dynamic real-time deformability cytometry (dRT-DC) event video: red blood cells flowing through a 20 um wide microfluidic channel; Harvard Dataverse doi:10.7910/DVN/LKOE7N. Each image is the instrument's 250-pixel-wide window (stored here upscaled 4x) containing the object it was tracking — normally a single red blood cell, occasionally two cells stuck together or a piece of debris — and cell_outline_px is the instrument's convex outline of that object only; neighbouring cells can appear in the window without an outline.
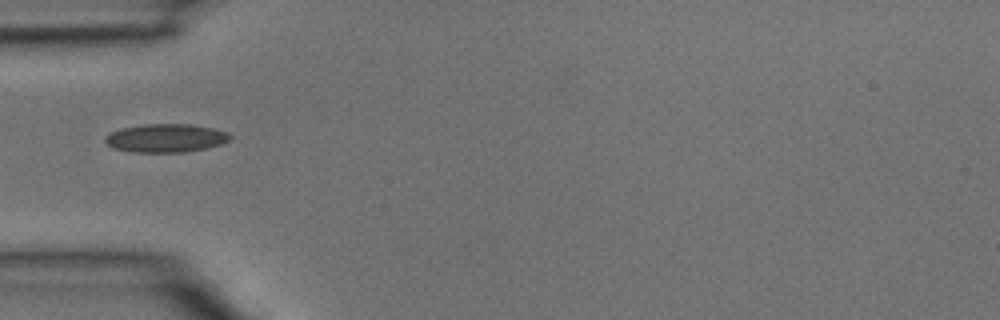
{"species": "common noctule bat (a hibernating species)", "species_latin": "Nyctalus noctula", "temperature_condition": "room temperature", "stored_images_in_passage": 2, "camera_frame_rate_fps": 3000, "um_per_image_px": 0.085, "animal": {"sex": "male", "body_mass_g": 15.6}, "frame": {"image": 1, "passage_image": 1, "time_ms": 0.0, "image_size_px": [1000, 320], "cell_outline_px": [[232, 140], [208, 148], [184, 152], [132, 152], [112, 148], [104, 140], [104, 136], [120, 128], [144, 124], [192, 124], [212, 128], [228, 132], [232, 136]], "centroid_in_image_um": [14.11, 11.73], "position_along_channel_um": 70.9, "area_um2": 20.87}}
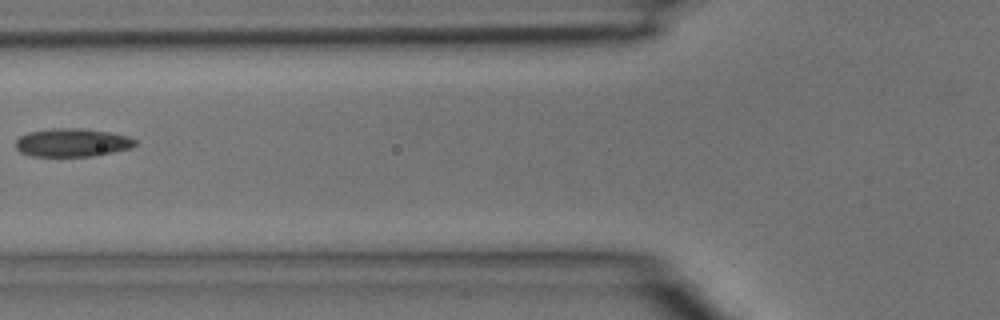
{"frame": {"image": 2, "passage_image": 2, "time_ms": 0.333, "image_size_px": [1000, 320], "cell_outline_px": [[136, 144], [128, 148], [112, 152], [92, 156], [32, 156], [20, 152], [16, 148], [16, 140], [20, 136], [28, 132], [52, 128], [80, 128], [112, 132], [128, 136], [136, 140]], "centroid_in_image_um": [6.12, 12.11], "position_along_channel_um": 119.7, "area_um2": 19.65}}